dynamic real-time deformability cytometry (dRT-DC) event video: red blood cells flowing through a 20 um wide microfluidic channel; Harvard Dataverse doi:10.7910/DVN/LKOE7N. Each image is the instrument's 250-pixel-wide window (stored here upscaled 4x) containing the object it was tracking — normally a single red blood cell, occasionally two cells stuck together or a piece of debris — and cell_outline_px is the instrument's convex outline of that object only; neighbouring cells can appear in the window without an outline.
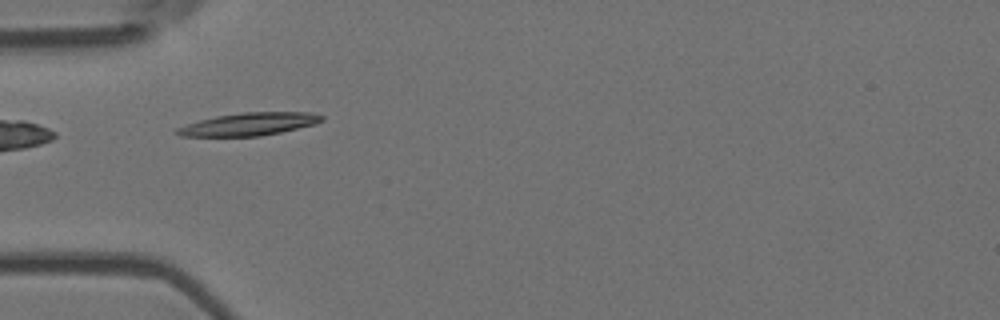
{"species": "Egyptian fruit bat (a non-hibernating species)", "species_latin": "Rousettus aegyptiacus", "temperature_condition": "room temperature", "stored_images_in_passage": 6, "segment_of_instrument_passage": [2, 2], "camera_frame_rate_fps": 3000, "um_per_image_px": 0.085, "animal": {"sex": "female"}, "frame": {"image": 1, "passage_image": 5, "time_ms": 1.333, "image_size_px": [1000, 320], "cell_outline_px": [[324, 120], [316, 124], [280, 132], [260, 136], [180, 136], [176, 132], [176, 128], [200, 120], [216, 116], [244, 112], [312, 112], [324, 116]], "centroid_in_image_um": [21.22, 10.54], "position_along_channel_um": 63.8, "area_um2": 19.07}}
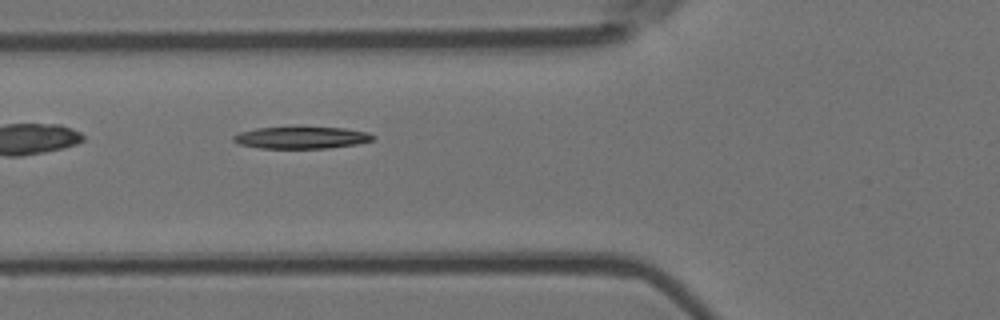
{"frame": {"image": 2, "passage_image": 6, "time_ms": 1.667, "image_size_px": [1000, 320], "cell_outline_px": [[376, 136], [372, 140], [356, 144], [328, 148], [260, 148], [236, 144], [232, 140], [232, 136], [240, 132], [256, 128], [344, 128], [368, 132]], "centroid_in_image_um": [25.59, 11.71], "position_along_channel_um": 100.2, "area_um2": 17.63}}